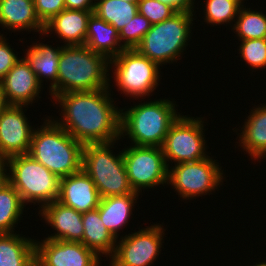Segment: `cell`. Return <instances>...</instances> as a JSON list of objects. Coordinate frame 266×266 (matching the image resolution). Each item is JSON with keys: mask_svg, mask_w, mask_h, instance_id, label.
I'll use <instances>...</instances> for the list:
<instances>
[{"mask_svg": "<svg viewBox=\"0 0 266 266\" xmlns=\"http://www.w3.org/2000/svg\"><path fill=\"white\" fill-rule=\"evenodd\" d=\"M63 46L52 47L51 45L43 43H35L26 49L24 55L30 68L37 76L38 82L42 85L43 78L51 82L49 92L52 99L57 95V78L60 52Z\"/></svg>", "mask_w": 266, "mask_h": 266, "instance_id": "obj_20", "label": "cell"}, {"mask_svg": "<svg viewBox=\"0 0 266 266\" xmlns=\"http://www.w3.org/2000/svg\"><path fill=\"white\" fill-rule=\"evenodd\" d=\"M109 88L56 95L63 116L54 121L83 146L120 140V109Z\"/></svg>", "mask_w": 266, "mask_h": 266, "instance_id": "obj_1", "label": "cell"}, {"mask_svg": "<svg viewBox=\"0 0 266 266\" xmlns=\"http://www.w3.org/2000/svg\"><path fill=\"white\" fill-rule=\"evenodd\" d=\"M0 83L6 105L27 107L39 97L43 86L25 58L19 59Z\"/></svg>", "mask_w": 266, "mask_h": 266, "instance_id": "obj_15", "label": "cell"}, {"mask_svg": "<svg viewBox=\"0 0 266 266\" xmlns=\"http://www.w3.org/2000/svg\"><path fill=\"white\" fill-rule=\"evenodd\" d=\"M138 196L139 193H128L101 198L97 207L100 218L116 240L120 236L118 232L129 222Z\"/></svg>", "mask_w": 266, "mask_h": 266, "instance_id": "obj_22", "label": "cell"}, {"mask_svg": "<svg viewBox=\"0 0 266 266\" xmlns=\"http://www.w3.org/2000/svg\"><path fill=\"white\" fill-rule=\"evenodd\" d=\"M48 225L55 231L46 239L81 242L84 235L82 213L54 201L38 209Z\"/></svg>", "mask_w": 266, "mask_h": 266, "instance_id": "obj_17", "label": "cell"}, {"mask_svg": "<svg viewBox=\"0 0 266 266\" xmlns=\"http://www.w3.org/2000/svg\"><path fill=\"white\" fill-rule=\"evenodd\" d=\"M123 1H127V2H130V3L138 4L140 0H123Z\"/></svg>", "mask_w": 266, "mask_h": 266, "instance_id": "obj_40", "label": "cell"}, {"mask_svg": "<svg viewBox=\"0 0 266 266\" xmlns=\"http://www.w3.org/2000/svg\"><path fill=\"white\" fill-rule=\"evenodd\" d=\"M193 16L192 12L179 11L152 25L135 49L159 66L177 62L191 39Z\"/></svg>", "mask_w": 266, "mask_h": 266, "instance_id": "obj_7", "label": "cell"}, {"mask_svg": "<svg viewBox=\"0 0 266 266\" xmlns=\"http://www.w3.org/2000/svg\"><path fill=\"white\" fill-rule=\"evenodd\" d=\"M152 24L139 12L119 31V41L125 49H135Z\"/></svg>", "mask_w": 266, "mask_h": 266, "instance_id": "obj_30", "label": "cell"}, {"mask_svg": "<svg viewBox=\"0 0 266 266\" xmlns=\"http://www.w3.org/2000/svg\"><path fill=\"white\" fill-rule=\"evenodd\" d=\"M7 170L5 162L0 161V191L9 184V173H7Z\"/></svg>", "mask_w": 266, "mask_h": 266, "instance_id": "obj_37", "label": "cell"}, {"mask_svg": "<svg viewBox=\"0 0 266 266\" xmlns=\"http://www.w3.org/2000/svg\"><path fill=\"white\" fill-rule=\"evenodd\" d=\"M233 24L239 40L266 38V15L250 8L239 9L236 22Z\"/></svg>", "mask_w": 266, "mask_h": 266, "instance_id": "obj_28", "label": "cell"}, {"mask_svg": "<svg viewBox=\"0 0 266 266\" xmlns=\"http://www.w3.org/2000/svg\"><path fill=\"white\" fill-rule=\"evenodd\" d=\"M35 240V261L40 266H99L100 257L81 242Z\"/></svg>", "mask_w": 266, "mask_h": 266, "instance_id": "obj_14", "label": "cell"}, {"mask_svg": "<svg viewBox=\"0 0 266 266\" xmlns=\"http://www.w3.org/2000/svg\"><path fill=\"white\" fill-rule=\"evenodd\" d=\"M24 206L19 193L10 183L0 191V234L14 233Z\"/></svg>", "mask_w": 266, "mask_h": 266, "instance_id": "obj_27", "label": "cell"}, {"mask_svg": "<svg viewBox=\"0 0 266 266\" xmlns=\"http://www.w3.org/2000/svg\"><path fill=\"white\" fill-rule=\"evenodd\" d=\"M251 109L239 137V145L254 160L266 157V105Z\"/></svg>", "mask_w": 266, "mask_h": 266, "instance_id": "obj_23", "label": "cell"}, {"mask_svg": "<svg viewBox=\"0 0 266 266\" xmlns=\"http://www.w3.org/2000/svg\"><path fill=\"white\" fill-rule=\"evenodd\" d=\"M4 162L9 170V183L19 193L25 205L38 203L42 208L58 201L61 179L43 164L29 154L15 155Z\"/></svg>", "mask_w": 266, "mask_h": 266, "instance_id": "obj_5", "label": "cell"}, {"mask_svg": "<svg viewBox=\"0 0 266 266\" xmlns=\"http://www.w3.org/2000/svg\"><path fill=\"white\" fill-rule=\"evenodd\" d=\"M85 45L109 60L125 49L119 41V31L95 14H92L88 21Z\"/></svg>", "mask_w": 266, "mask_h": 266, "instance_id": "obj_21", "label": "cell"}, {"mask_svg": "<svg viewBox=\"0 0 266 266\" xmlns=\"http://www.w3.org/2000/svg\"><path fill=\"white\" fill-rule=\"evenodd\" d=\"M138 12L154 25L172 17L177 11L159 0H140Z\"/></svg>", "mask_w": 266, "mask_h": 266, "instance_id": "obj_32", "label": "cell"}, {"mask_svg": "<svg viewBox=\"0 0 266 266\" xmlns=\"http://www.w3.org/2000/svg\"><path fill=\"white\" fill-rule=\"evenodd\" d=\"M129 183L134 192L168 184V171L161 147L131 145L122 150Z\"/></svg>", "mask_w": 266, "mask_h": 266, "instance_id": "obj_11", "label": "cell"}, {"mask_svg": "<svg viewBox=\"0 0 266 266\" xmlns=\"http://www.w3.org/2000/svg\"><path fill=\"white\" fill-rule=\"evenodd\" d=\"M42 125L34 128L28 154L60 179L80 171L83 145L54 119Z\"/></svg>", "mask_w": 266, "mask_h": 266, "instance_id": "obj_3", "label": "cell"}, {"mask_svg": "<svg viewBox=\"0 0 266 266\" xmlns=\"http://www.w3.org/2000/svg\"><path fill=\"white\" fill-rule=\"evenodd\" d=\"M94 2L93 14L113 25L118 31L138 12V4L123 0H95Z\"/></svg>", "mask_w": 266, "mask_h": 266, "instance_id": "obj_26", "label": "cell"}, {"mask_svg": "<svg viewBox=\"0 0 266 266\" xmlns=\"http://www.w3.org/2000/svg\"><path fill=\"white\" fill-rule=\"evenodd\" d=\"M5 106H6V102L3 96V90H2L1 83H0V112Z\"/></svg>", "mask_w": 266, "mask_h": 266, "instance_id": "obj_38", "label": "cell"}, {"mask_svg": "<svg viewBox=\"0 0 266 266\" xmlns=\"http://www.w3.org/2000/svg\"><path fill=\"white\" fill-rule=\"evenodd\" d=\"M114 66V81L127 97L144 98L150 96L160 80V66L140 54L136 49H124L110 60Z\"/></svg>", "mask_w": 266, "mask_h": 266, "instance_id": "obj_8", "label": "cell"}, {"mask_svg": "<svg viewBox=\"0 0 266 266\" xmlns=\"http://www.w3.org/2000/svg\"><path fill=\"white\" fill-rule=\"evenodd\" d=\"M95 0H65V9L94 11Z\"/></svg>", "mask_w": 266, "mask_h": 266, "instance_id": "obj_35", "label": "cell"}, {"mask_svg": "<svg viewBox=\"0 0 266 266\" xmlns=\"http://www.w3.org/2000/svg\"><path fill=\"white\" fill-rule=\"evenodd\" d=\"M32 266H40L36 261L32 264Z\"/></svg>", "mask_w": 266, "mask_h": 266, "instance_id": "obj_42", "label": "cell"}, {"mask_svg": "<svg viewBox=\"0 0 266 266\" xmlns=\"http://www.w3.org/2000/svg\"><path fill=\"white\" fill-rule=\"evenodd\" d=\"M35 240L20 234H0V266H32Z\"/></svg>", "mask_w": 266, "mask_h": 266, "instance_id": "obj_25", "label": "cell"}, {"mask_svg": "<svg viewBox=\"0 0 266 266\" xmlns=\"http://www.w3.org/2000/svg\"><path fill=\"white\" fill-rule=\"evenodd\" d=\"M93 11L64 9L44 24L43 35L51 32L61 38L65 46L85 45L87 26Z\"/></svg>", "mask_w": 266, "mask_h": 266, "instance_id": "obj_18", "label": "cell"}, {"mask_svg": "<svg viewBox=\"0 0 266 266\" xmlns=\"http://www.w3.org/2000/svg\"><path fill=\"white\" fill-rule=\"evenodd\" d=\"M160 2H163L171 7H173L177 12L179 11H187L194 13V7L195 3L193 1L195 0H159Z\"/></svg>", "mask_w": 266, "mask_h": 266, "instance_id": "obj_36", "label": "cell"}, {"mask_svg": "<svg viewBox=\"0 0 266 266\" xmlns=\"http://www.w3.org/2000/svg\"><path fill=\"white\" fill-rule=\"evenodd\" d=\"M34 5L38 18L45 24L65 9V0H34Z\"/></svg>", "mask_w": 266, "mask_h": 266, "instance_id": "obj_33", "label": "cell"}, {"mask_svg": "<svg viewBox=\"0 0 266 266\" xmlns=\"http://www.w3.org/2000/svg\"><path fill=\"white\" fill-rule=\"evenodd\" d=\"M116 141L86 144L82 151V169L93 180L101 198L134 192L127 176L123 154H113Z\"/></svg>", "mask_w": 266, "mask_h": 266, "instance_id": "obj_6", "label": "cell"}, {"mask_svg": "<svg viewBox=\"0 0 266 266\" xmlns=\"http://www.w3.org/2000/svg\"><path fill=\"white\" fill-rule=\"evenodd\" d=\"M20 59L11 49L3 34L0 33V80Z\"/></svg>", "mask_w": 266, "mask_h": 266, "instance_id": "obj_34", "label": "cell"}, {"mask_svg": "<svg viewBox=\"0 0 266 266\" xmlns=\"http://www.w3.org/2000/svg\"><path fill=\"white\" fill-rule=\"evenodd\" d=\"M0 24L13 32L33 30L43 35L44 31V24L35 11L34 0H0Z\"/></svg>", "mask_w": 266, "mask_h": 266, "instance_id": "obj_19", "label": "cell"}, {"mask_svg": "<svg viewBox=\"0 0 266 266\" xmlns=\"http://www.w3.org/2000/svg\"><path fill=\"white\" fill-rule=\"evenodd\" d=\"M101 196L93 180L81 169L60 180V194L58 201L77 212L85 213L96 209Z\"/></svg>", "mask_w": 266, "mask_h": 266, "instance_id": "obj_16", "label": "cell"}, {"mask_svg": "<svg viewBox=\"0 0 266 266\" xmlns=\"http://www.w3.org/2000/svg\"><path fill=\"white\" fill-rule=\"evenodd\" d=\"M26 107L6 105L0 112V161L29 152L34 129L23 112Z\"/></svg>", "mask_w": 266, "mask_h": 266, "instance_id": "obj_13", "label": "cell"}, {"mask_svg": "<svg viewBox=\"0 0 266 266\" xmlns=\"http://www.w3.org/2000/svg\"><path fill=\"white\" fill-rule=\"evenodd\" d=\"M202 120L180 115L171 125L161 147L168 167L172 160L178 164L208 157Z\"/></svg>", "mask_w": 266, "mask_h": 266, "instance_id": "obj_10", "label": "cell"}, {"mask_svg": "<svg viewBox=\"0 0 266 266\" xmlns=\"http://www.w3.org/2000/svg\"><path fill=\"white\" fill-rule=\"evenodd\" d=\"M251 266H266V262H259V263H256L255 265H251Z\"/></svg>", "mask_w": 266, "mask_h": 266, "instance_id": "obj_39", "label": "cell"}, {"mask_svg": "<svg viewBox=\"0 0 266 266\" xmlns=\"http://www.w3.org/2000/svg\"><path fill=\"white\" fill-rule=\"evenodd\" d=\"M168 184L184 199H193L218 189L223 182V170L215 159L182 162L170 166Z\"/></svg>", "mask_w": 266, "mask_h": 266, "instance_id": "obj_9", "label": "cell"}, {"mask_svg": "<svg viewBox=\"0 0 266 266\" xmlns=\"http://www.w3.org/2000/svg\"><path fill=\"white\" fill-rule=\"evenodd\" d=\"M239 54L252 69L266 68V38L240 40Z\"/></svg>", "mask_w": 266, "mask_h": 266, "instance_id": "obj_31", "label": "cell"}, {"mask_svg": "<svg viewBox=\"0 0 266 266\" xmlns=\"http://www.w3.org/2000/svg\"><path fill=\"white\" fill-rule=\"evenodd\" d=\"M204 20L212 26L230 24L238 15L241 5L235 0H205Z\"/></svg>", "mask_w": 266, "mask_h": 266, "instance_id": "obj_29", "label": "cell"}, {"mask_svg": "<svg viewBox=\"0 0 266 266\" xmlns=\"http://www.w3.org/2000/svg\"><path fill=\"white\" fill-rule=\"evenodd\" d=\"M84 235L81 241L88 249L92 250L98 257L111 258L116 248V240L106 229L102 222L98 208L82 213Z\"/></svg>", "mask_w": 266, "mask_h": 266, "instance_id": "obj_24", "label": "cell"}, {"mask_svg": "<svg viewBox=\"0 0 266 266\" xmlns=\"http://www.w3.org/2000/svg\"><path fill=\"white\" fill-rule=\"evenodd\" d=\"M235 1H237L241 6H242V3L244 2V0H235Z\"/></svg>", "mask_w": 266, "mask_h": 266, "instance_id": "obj_41", "label": "cell"}, {"mask_svg": "<svg viewBox=\"0 0 266 266\" xmlns=\"http://www.w3.org/2000/svg\"><path fill=\"white\" fill-rule=\"evenodd\" d=\"M175 106L164 98L121 109L120 139L128 135L132 145L162 147L171 125L181 115Z\"/></svg>", "mask_w": 266, "mask_h": 266, "instance_id": "obj_4", "label": "cell"}, {"mask_svg": "<svg viewBox=\"0 0 266 266\" xmlns=\"http://www.w3.org/2000/svg\"><path fill=\"white\" fill-rule=\"evenodd\" d=\"M164 231L163 225L154 224L119 238L109 265L151 266L161 251Z\"/></svg>", "mask_w": 266, "mask_h": 266, "instance_id": "obj_12", "label": "cell"}, {"mask_svg": "<svg viewBox=\"0 0 266 266\" xmlns=\"http://www.w3.org/2000/svg\"><path fill=\"white\" fill-rule=\"evenodd\" d=\"M110 60L86 45L63 46L59 57L57 95L108 88Z\"/></svg>", "mask_w": 266, "mask_h": 266, "instance_id": "obj_2", "label": "cell"}]
</instances>
